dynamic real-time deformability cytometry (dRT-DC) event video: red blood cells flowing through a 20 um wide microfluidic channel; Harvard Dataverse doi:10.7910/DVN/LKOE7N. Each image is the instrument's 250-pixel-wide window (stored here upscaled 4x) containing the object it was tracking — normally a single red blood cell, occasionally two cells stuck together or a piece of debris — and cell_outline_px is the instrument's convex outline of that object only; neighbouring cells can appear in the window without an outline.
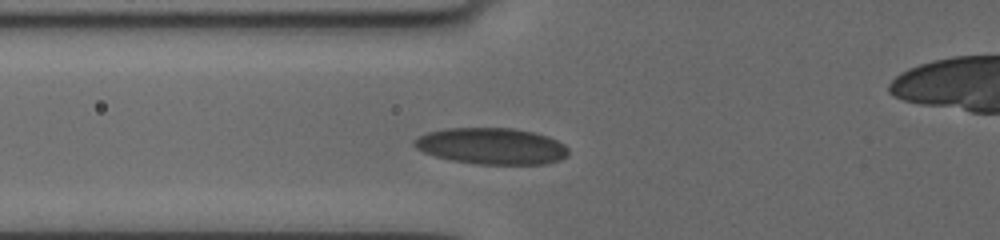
{"species": "human", "species_latin": "Homo sapiens", "temperature_condition": "cold", "stored_images_in_passage": 10, "camera_frame_rate_fps": 3000, "um_per_image_px": 0.085, "donor": {"sex": "female"}, "frame": {"image": 1, "passage_image": 6, "time_ms": 4.0, "image_size_px": [1000, 240], "cell_outline_px": [[568, 156], [560, 160], [548, 164], [476, 164], [452, 160], [436, 156], [424, 152], [416, 148], [412, 144], [412, 140], [428, 132], [448, 128], [512, 128], [532, 132], [548, 136], [564, 144], [568, 148]], "centroid_in_image_um": [41.8, 12.42], "position_along_channel_um": 84.0, "area_um2": 32.71}}
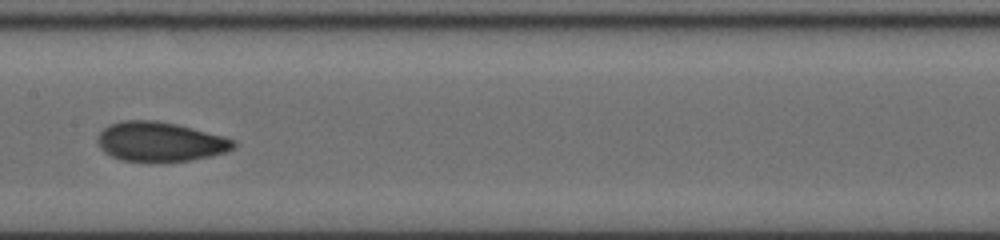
{"frame": {"image": 2, "passage_image": 9, "time_ms": 7.0, "image_size_px": [1000, 240], "cell_outline_px": [[236, 148], [224, 152], [208, 156], [188, 160], [120, 160], [104, 152], [100, 148], [96, 140], [100, 132], [108, 124], [124, 120], [156, 120], [176, 124], [224, 136], [236, 140]], "centroid_in_image_um": [13.59, 12.01], "position_along_channel_um": 193.8, "area_um2": 30.92}}